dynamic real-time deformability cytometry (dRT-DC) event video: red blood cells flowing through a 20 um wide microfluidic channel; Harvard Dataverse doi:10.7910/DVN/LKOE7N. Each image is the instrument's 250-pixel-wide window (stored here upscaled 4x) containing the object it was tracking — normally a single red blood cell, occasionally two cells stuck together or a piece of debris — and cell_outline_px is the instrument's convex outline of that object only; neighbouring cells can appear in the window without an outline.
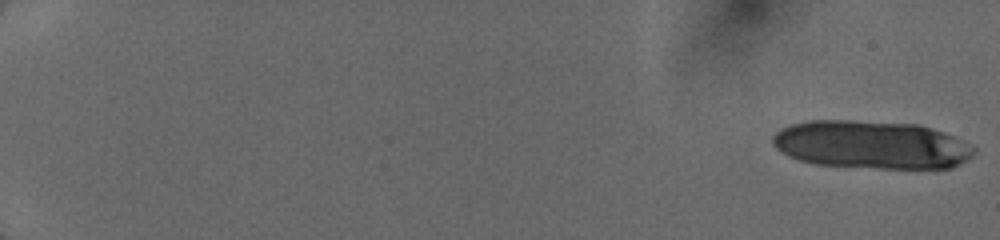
{"species": "human", "species_latin": "Homo sapiens", "temperature_condition": "cold", "stored_images_in_passage": 12, "segment_of_instrument_passage": [1, 2], "camera_frame_rate_fps": 3000, "um_per_image_px": 0.085, "donor": {"sex": "female"}, "frame": {"image": 1, "passage_image": 1, "time_ms": 0.0, "image_size_px": [1000, 240], "cell_outline_px": [[976, 152], [972, 156], [960, 164], [952, 168], [880, 168], [816, 164], [800, 160], [788, 156], [776, 148], [772, 144], [772, 136], [780, 128], [792, 124], [808, 120], [852, 120], [920, 124], [944, 132], [972, 144], [976, 148]], "centroid_in_image_um": [74.09, 12.29], "position_along_channel_um": 10.9, "area_um2": 56.82}}